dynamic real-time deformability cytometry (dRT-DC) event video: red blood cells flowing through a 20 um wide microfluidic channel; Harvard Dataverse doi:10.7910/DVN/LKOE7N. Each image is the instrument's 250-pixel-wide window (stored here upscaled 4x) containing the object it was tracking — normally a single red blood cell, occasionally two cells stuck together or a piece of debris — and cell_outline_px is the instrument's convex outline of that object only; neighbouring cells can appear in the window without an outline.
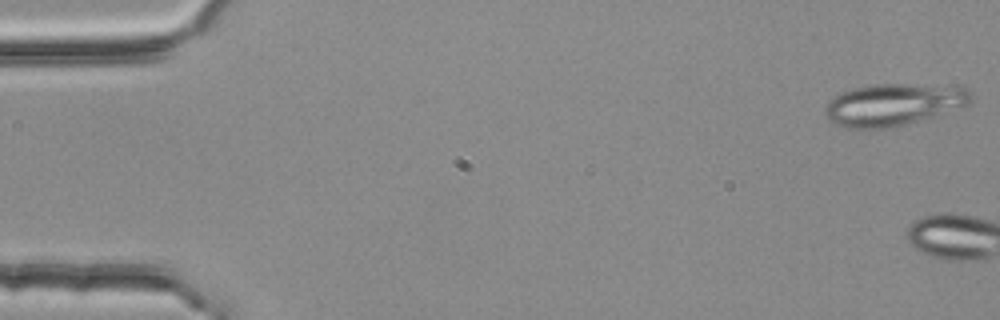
{"species": "common noctule bat (a hibernating species)", "species_latin": "Nyctalus noctula", "temperature_condition": "room temperature", "stored_images_in_passage": 5, "camera_frame_rate_fps": 3000, "um_per_image_px": 0.085, "animal": {"sex": "female", "body_mass_g": 25.1}, "frame": {"image": 1, "passage_image": 1, "time_ms": 0.0, "image_size_px": [1000, 320], "cell_outline_px": [[972, 100], [968, 104], [932, 116], [904, 124], [888, 128], [848, 128], [832, 120], [824, 112], [824, 108], [840, 92], [852, 88], [876, 84], [904, 84], [964, 88], [972, 92]], "centroid_in_image_um": [75.92, 8.88], "position_along_channel_um": 9.1, "area_um2": 34.68}}